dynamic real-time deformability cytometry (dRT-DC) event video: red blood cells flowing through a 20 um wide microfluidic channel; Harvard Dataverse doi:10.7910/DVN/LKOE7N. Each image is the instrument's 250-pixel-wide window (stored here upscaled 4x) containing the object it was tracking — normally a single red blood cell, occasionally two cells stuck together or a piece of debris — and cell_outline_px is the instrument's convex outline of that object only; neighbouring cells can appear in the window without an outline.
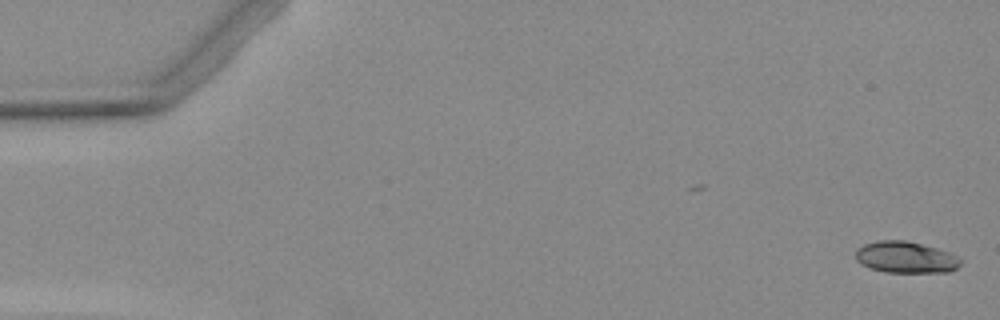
{"species": "Egyptian fruit bat (a non-hibernating species)", "species_latin": "Rousettus aegyptiacus", "temperature_condition": "warm", "stored_images_in_passage": 8, "camera_frame_rate_fps": 3000, "um_per_image_px": 0.085, "animal": {"sex": "female"}, "frame": {"image": 1, "passage_image": 1, "time_ms": 0.0, "image_size_px": [1000, 320], "cell_outline_px": [[964, 260], [956, 268], [948, 272], [884, 272], [868, 268], [860, 264], [856, 260], [856, 248], [864, 244], [880, 240], [904, 240], [936, 248], [948, 252]], "centroid_in_image_um": [76.95, 21.87], "position_along_channel_um": 8.0, "area_um2": 19.31}}
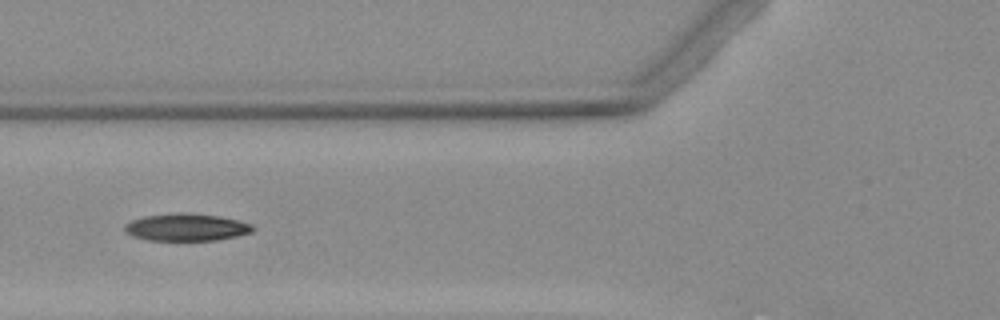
{"frame": {"image": 2, "passage_image": 6, "time_ms": 6.333, "image_size_px": [1000, 320], "cell_outline_px": [[252, 232], [236, 236], [216, 240], [148, 240], [132, 236], [124, 232], [124, 224], [132, 220], [144, 216], [176, 212], [188, 212], [220, 216], [252, 224]], "centroid_in_image_um": [15.79, 19.3], "position_along_channel_um": 110.0, "area_um2": 20.46}}
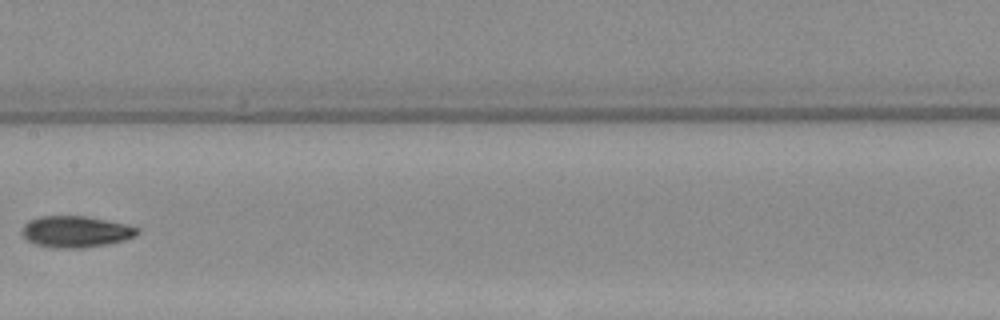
{"frame": {"image": 3, "passage_image": 8, "time_ms": 8.667, "image_size_px": [1000, 320], "cell_outline_px": [[140, 232], [136, 236], [124, 240], [84, 248], [56, 248], [36, 244], [28, 240], [24, 236], [24, 224], [40, 216], [84, 216], [124, 224], [140, 228]], "centroid_in_image_um": [6.48, 19.69], "position_along_channel_um": 200.9, "area_um2": 20.69}}